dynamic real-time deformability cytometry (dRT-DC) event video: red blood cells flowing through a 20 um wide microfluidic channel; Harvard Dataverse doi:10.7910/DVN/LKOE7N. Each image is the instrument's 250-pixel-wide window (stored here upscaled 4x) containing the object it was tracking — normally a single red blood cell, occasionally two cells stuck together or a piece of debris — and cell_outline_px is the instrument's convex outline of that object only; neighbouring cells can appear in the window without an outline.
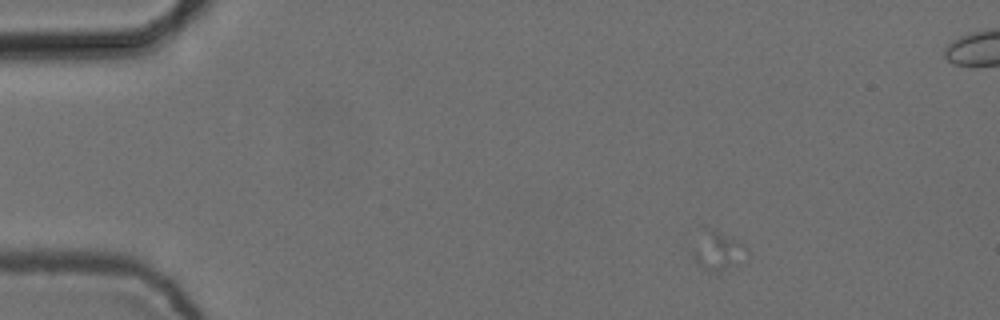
{"species": "common noctule bat (a hibernating species)", "species_latin": "Nyctalus noctula", "temperature_condition": "cold", "stored_images_in_passage": 5, "camera_frame_rate_fps": 3000, "um_per_image_px": 0.085, "animal": {"sex": "female", "body_mass_g": 24.6, "forearm_length_mm": 56.2}, "frame": {"image": 1, "passage_image": 1, "time_ms": 0.0, "image_size_px": [1000, 320], "cell_outline_px": [[744, 248], [724, 268], [716, 272], [708, 272], [692, 256], [692, 252], [700, 224], [704, 224], [740, 240], [744, 244]], "centroid_in_image_um": [60.79, 21.13], "position_along_channel_um": 24.2, "area_um2": 11.56}}